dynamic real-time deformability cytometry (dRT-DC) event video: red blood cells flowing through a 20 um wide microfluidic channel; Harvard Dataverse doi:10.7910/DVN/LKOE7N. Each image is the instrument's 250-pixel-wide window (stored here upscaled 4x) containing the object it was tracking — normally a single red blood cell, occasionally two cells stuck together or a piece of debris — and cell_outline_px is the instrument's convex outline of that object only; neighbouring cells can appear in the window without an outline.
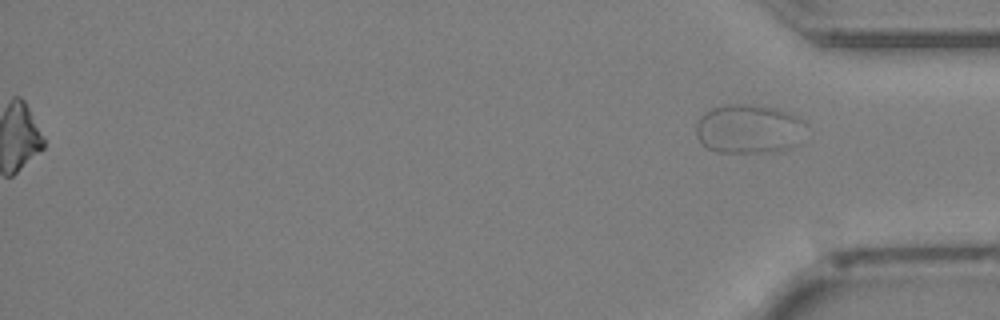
{"species": "Egyptian fruit bat (a non-hibernating species)", "species_latin": "Rousettus aegyptiacus", "temperature_condition": "cold", "stored_images_in_passage": 39, "segment_of_instrument_passage": [2, 2], "camera_frame_rate_fps": 3000, "um_per_image_px": 0.085, "animal": {"sex": "female"}, "frame": {"image": 1, "passage_image": 39, "time_ms": 12.667, "image_size_px": [1000, 320], "cell_outline_px": [[804, 140], [800, 144], [780, 152], [716, 152], [708, 148], [696, 136], [696, 124], [700, 116], [704, 112], [712, 108], [728, 104], [748, 104], [780, 108], [792, 112], [800, 116], [804, 120]], "centroid_in_image_um": [63.73, 10.95], "position_along_channel_um": 371.5, "area_um2": 32.31}}